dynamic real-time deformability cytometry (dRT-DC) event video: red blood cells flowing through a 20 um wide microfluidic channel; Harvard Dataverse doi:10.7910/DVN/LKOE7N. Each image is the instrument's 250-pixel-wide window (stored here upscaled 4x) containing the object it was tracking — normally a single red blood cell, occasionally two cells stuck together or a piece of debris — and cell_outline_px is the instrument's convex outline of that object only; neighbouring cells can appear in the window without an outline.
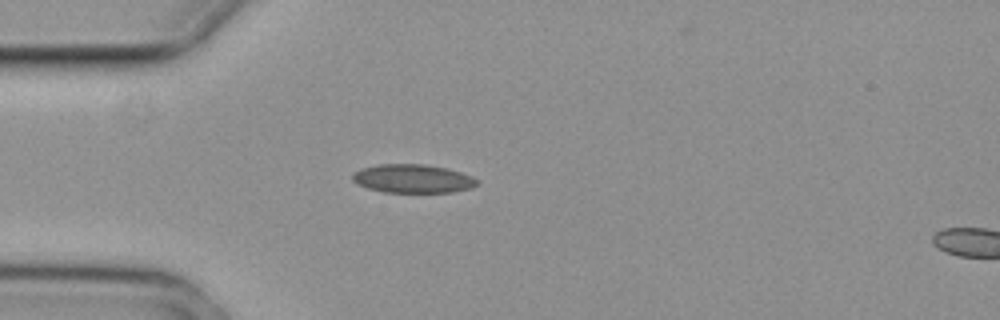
{"species": "common noctule bat (a hibernating species)", "species_latin": "Nyctalus noctula", "temperature_condition": "cold", "stored_images_in_passage": 5, "segment_of_instrument_passage": [1, 2], "camera_frame_rate_fps": 3000, "um_per_image_px": 0.085, "animal": {"sex": "female", "body_mass_g": 29.2, "forearm_length_mm": 56.3}, "frame": {"image": 1, "passage_image": 4, "time_ms": 1.0, "image_size_px": [1000, 320], "cell_outline_px": [[480, 184], [472, 188], [452, 192], [384, 192], [368, 188], [356, 184], [352, 180], [352, 172], [360, 168], [380, 164], [424, 164], [448, 168], [472, 176]], "centroid_in_image_um": [35.07, 15.18], "position_along_channel_um": 49.9, "area_um2": 20.92}}